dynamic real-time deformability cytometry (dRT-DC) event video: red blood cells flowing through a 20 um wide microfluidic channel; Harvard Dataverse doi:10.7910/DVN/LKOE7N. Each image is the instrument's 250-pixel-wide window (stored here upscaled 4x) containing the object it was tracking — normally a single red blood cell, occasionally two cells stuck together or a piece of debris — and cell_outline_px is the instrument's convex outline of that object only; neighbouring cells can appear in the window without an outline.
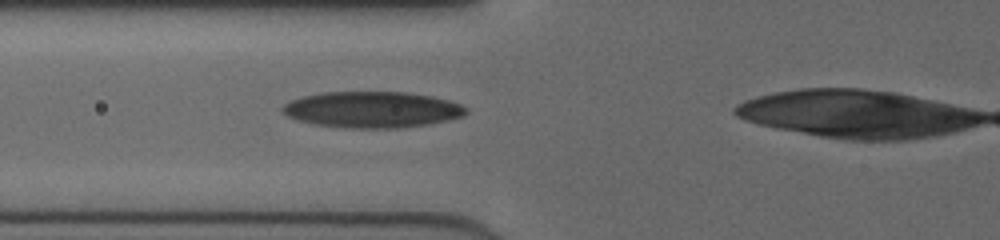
{"species": "human", "species_latin": "Homo sapiens", "temperature_condition": "cold", "stored_images_in_passage": 39, "camera_frame_rate_fps": 3000, "um_per_image_px": 0.085, "donor": {"sex": "female"}, "frame": {"image": 1, "passage_image": 13, "time_ms": 4.0, "image_size_px": [1000, 240], "cell_outline_px": [[468, 112], [464, 116], [448, 120], [428, 124], [400, 128], [348, 128], [312, 124], [288, 116], [280, 108], [284, 104], [292, 100], [304, 96], [320, 92], [404, 92], [432, 96], [448, 100], [460, 104], [468, 108]], "centroid_in_image_um": [31.66, 9.32], "position_along_channel_um": 94.1, "area_um2": 38.73}}
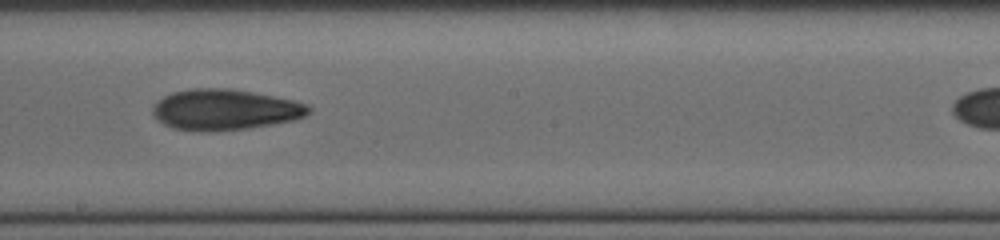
{"frame": {"image": 2, "passage_image": 23, "time_ms": 7.333, "image_size_px": [1000, 240], "cell_outline_px": [[312, 112], [296, 120], [248, 128], [208, 132], [204, 132], [172, 128], [164, 124], [152, 112], [152, 108], [156, 100], [172, 92], [188, 88], [228, 88], [252, 92], [292, 100], [308, 104], [312, 108]], "centroid_in_image_um": [19.12, 9.32], "position_along_channel_um": 229.1, "area_um2": 37.22}}
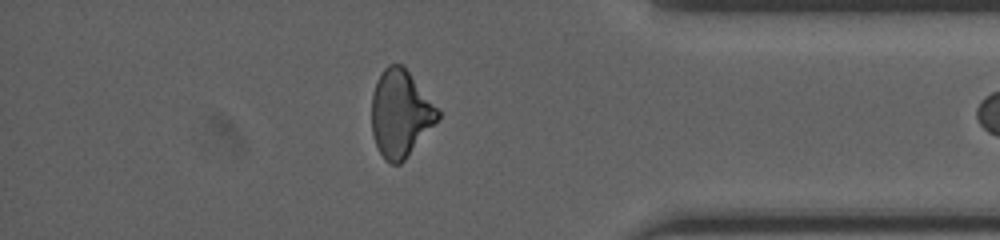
{"frame": {"image": 3, "passage_image": 37, "time_ms": 12.0, "image_size_px": [1000, 240], "cell_outline_px": [[440, 116], [404, 160], [400, 164], [392, 164], [384, 160], [376, 144], [372, 132], [372, 92], [384, 68], [388, 64], [404, 64], [440, 108]], "centroid_in_image_um": [34.05, 9.6], "position_along_channel_um": 401.1, "area_um2": 33.58}}